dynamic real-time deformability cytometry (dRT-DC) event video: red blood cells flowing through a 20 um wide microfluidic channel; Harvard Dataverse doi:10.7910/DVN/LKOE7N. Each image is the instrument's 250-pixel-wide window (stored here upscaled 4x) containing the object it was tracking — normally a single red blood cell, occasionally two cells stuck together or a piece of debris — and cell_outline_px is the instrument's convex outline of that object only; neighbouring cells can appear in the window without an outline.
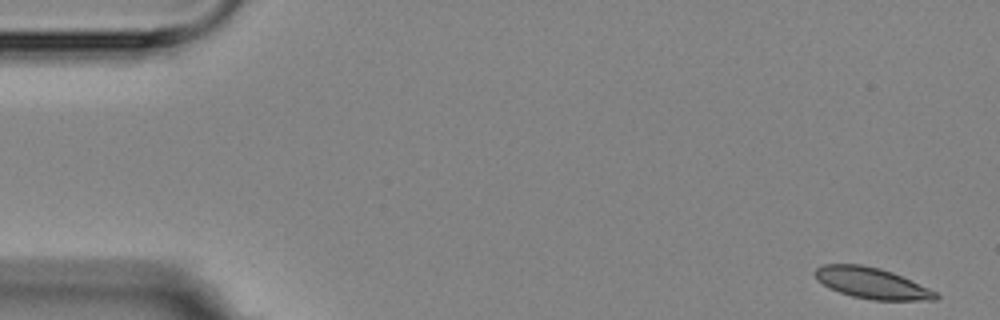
{"species": "Egyptian fruit bat (a non-hibernating species)", "species_latin": "Rousettus aegyptiacus", "temperature_condition": "room temperature", "stored_images_in_passage": 6, "camera_frame_rate_fps": 3000, "um_per_image_px": 0.085, "animal": {"sex": "female"}, "frame": {"image": 1, "passage_image": 1, "time_ms": 0.0, "image_size_px": [1000, 320], "cell_outline_px": [[940, 296], [936, 300], [872, 300], [852, 296], [840, 292], [816, 280], [812, 272], [816, 268], [824, 264], [860, 264], [880, 268], [892, 272], [928, 288], [936, 292]], "centroid_in_image_um": [74.07, 24.06], "position_along_channel_um": 10.9, "area_um2": 21.68}}